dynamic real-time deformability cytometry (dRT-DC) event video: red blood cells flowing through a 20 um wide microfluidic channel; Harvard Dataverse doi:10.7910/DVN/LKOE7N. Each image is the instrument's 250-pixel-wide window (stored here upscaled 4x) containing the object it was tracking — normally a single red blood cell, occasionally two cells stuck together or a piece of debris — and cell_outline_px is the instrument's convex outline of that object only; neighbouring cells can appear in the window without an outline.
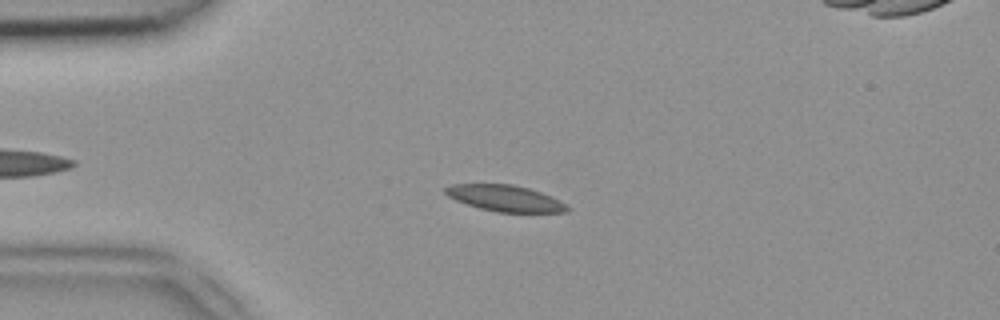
{"species": "common noctule bat (a hibernating species)", "species_latin": "Nyctalus noctula", "temperature_condition": "room temperature", "stored_images_in_passage": 40, "camera_frame_rate_fps": 3000, "um_per_image_px": 0.085, "animal": {"sex": "female", "body_mass_g": 18.4}, "frame": {"image": 1, "passage_image": 11, "time_ms": 3.333, "image_size_px": [1000, 320], "cell_outline_px": [[572, 208], [568, 212], [496, 212], [480, 208], [456, 200], [448, 196], [444, 192], [444, 188], [452, 184], [512, 184], [528, 188], [552, 196]], "centroid_in_image_um": [42.95, 16.85], "position_along_channel_um": 42.0, "area_um2": 18.55}}
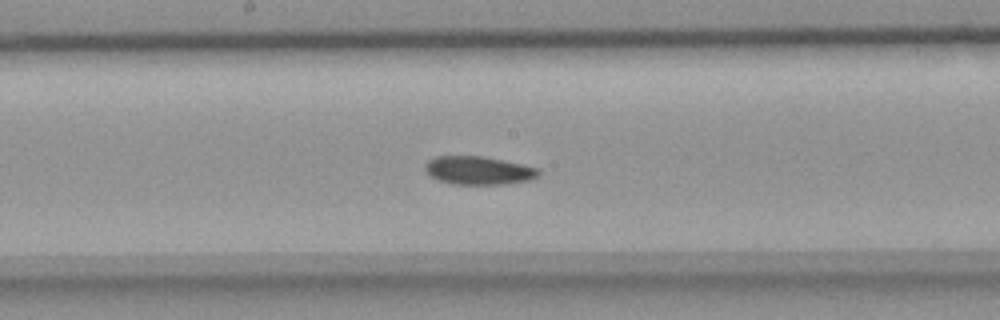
{"frame": {"image": 2, "passage_image": 25, "time_ms": 8.0, "image_size_px": [1000, 320], "cell_outline_px": [[540, 176], [532, 180], [504, 184], [452, 184], [440, 180], [432, 176], [424, 168], [424, 164], [428, 160], [436, 156], [484, 156], [540, 168]], "centroid_in_image_um": [40.72, 14.48], "position_along_channel_um": 207.5, "area_um2": 18.79}}
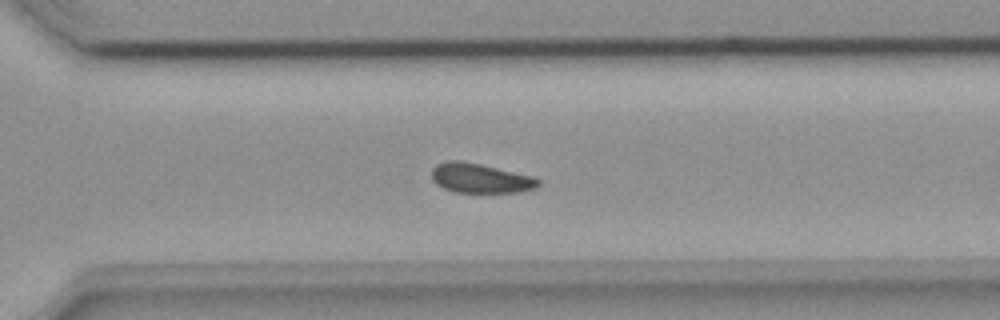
{"frame": {"image": 3, "passage_image": 34, "time_ms": 11.0, "image_size_px": [1000, 320], "cell_outline_px": [[540, 184], [536, 188], [516, 192], [452, 192], [436, 184], [432, 180], [432, 168], [436, 164], [448, 160], [460, 160], [480, 164], [532, 176], [540, 180]], "centroid_in_image_um": [40.79, 15.14], "position_along_channel_um": 329.8, "area_um2": 18.32}}